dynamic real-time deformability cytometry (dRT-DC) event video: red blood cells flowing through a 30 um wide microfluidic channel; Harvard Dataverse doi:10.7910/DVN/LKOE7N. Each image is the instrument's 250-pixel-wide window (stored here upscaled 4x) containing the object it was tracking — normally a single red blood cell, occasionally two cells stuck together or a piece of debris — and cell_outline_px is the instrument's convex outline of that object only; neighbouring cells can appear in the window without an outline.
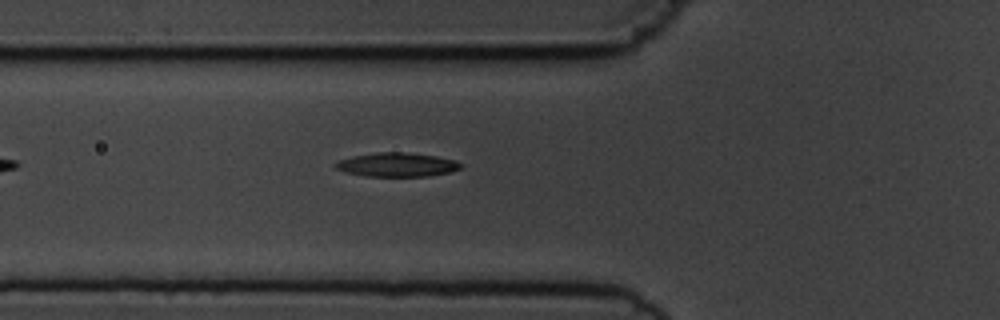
{"species": "common noctule bat (a hibernating species)", "species_latin": "Nyctalus noctula", "temperature_condition": "cold", "stored_images_in_passage": 5, "camera_frame_rate_fps": 3000, "um_per_image_px": 0.085, "animal": {"sex": "male", "body_mass_g": 19.5, "forearm_length_mm": 54.6}, "frame": {"image": 1, "passage_image": 5, "time_ms": 5.667, "image_size_px": [1000, 320], "cell_outline_px": [[460, 168], [448, 172], [428, 176], [364, 176], [344, 172], [336, 168], [332, 164], [340, 160], [352, 156], [376, 152], [404, 152], [436, 156], [456, 160], [460, 164]], "centroid_in_image_um": [33.68, 13.99], "position_along_channel_um": 92.1, "area_um2": 17.4}}